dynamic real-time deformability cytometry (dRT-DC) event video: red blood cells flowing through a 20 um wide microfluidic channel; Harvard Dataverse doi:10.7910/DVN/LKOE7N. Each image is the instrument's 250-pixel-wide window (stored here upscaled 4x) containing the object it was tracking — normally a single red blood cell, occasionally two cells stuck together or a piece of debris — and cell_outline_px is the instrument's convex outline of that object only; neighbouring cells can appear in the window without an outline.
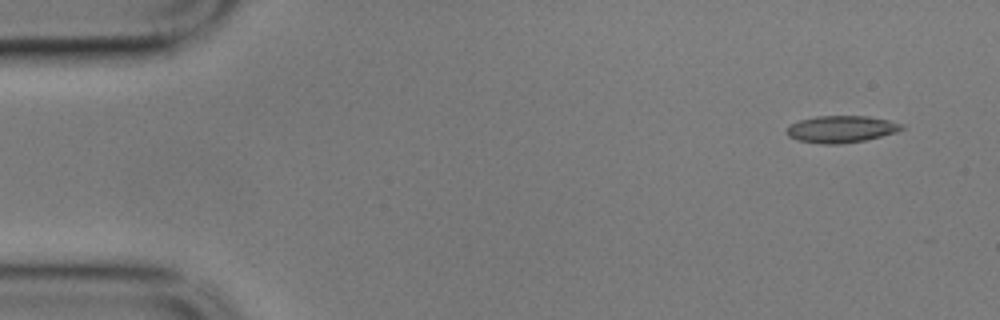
{"species": "common noctule bat (a hibernating species)", "species_latin": "Nyctalus noctula", "temperature_condition": "cold", "stored_images_in_passage": 31, "camera_frame_rate_fps": 3000, "um_per_image_px": 0.085, "animal": {"sex": "male", "body_mass_g": 17.9}, "frame": {"image": 1, "passage_image": 1, "time_ms": 0.0, "image_size_px": [1000, 320], "cell_outline_px": [[904, 128], [896, 132], [864, 140], [840, 144], [824, 144], [796, 140], [788, 136], [784, 132], [792, 124], [800, 120], [816, 116], [868, 116], [888, 120], [904, 124]], "centroid_in_image_um": [71.49, 10.97], "position_along_channel_um": 13.5, "area_um2": 17.98}}
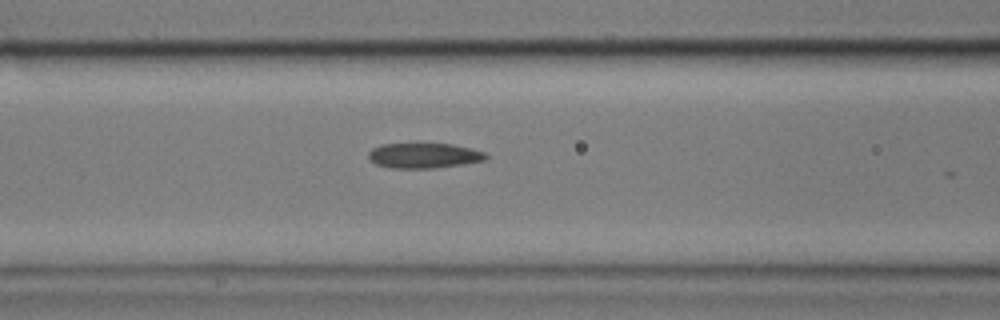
{"frame": {"image": 2, "passage_image": 20, "time_ms": 6.333, "image_size_px": [1000, 320], "cell_outline_px": [[488, 156], [484, 160], [460, 164], [432, 168], [392, 168], [376, 164], [368, 156], [368, 152], [372, 148], [380, 144], [452, 144], [484, 152]], "centroid_in_image_um": [35.98, 13.22], "position_along_channel_um": 130.6, "area_um2": 16.88}}
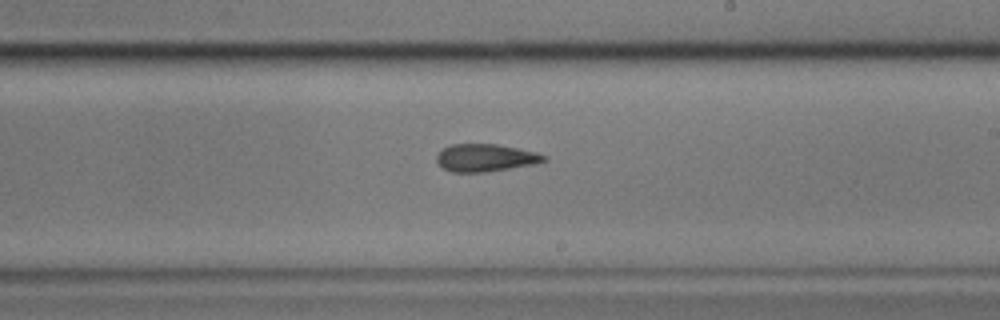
{"frame": {"image": 3, "passage_image": 30, "time_ms": 9.667, "image_size_px": [1000, 320], "cell_outline_px": [[548, 160], [536, 164], [484, 172], [452, 172], [444, 168], [436, 160], [436, 156], [444, 148], [452, 144], [496, 144], [536, 152], [548, 156]], "centroid_in_image_um": [41.3, 13.41], "position_along_channel_um": 247.7, "area_um2": 17.11}}